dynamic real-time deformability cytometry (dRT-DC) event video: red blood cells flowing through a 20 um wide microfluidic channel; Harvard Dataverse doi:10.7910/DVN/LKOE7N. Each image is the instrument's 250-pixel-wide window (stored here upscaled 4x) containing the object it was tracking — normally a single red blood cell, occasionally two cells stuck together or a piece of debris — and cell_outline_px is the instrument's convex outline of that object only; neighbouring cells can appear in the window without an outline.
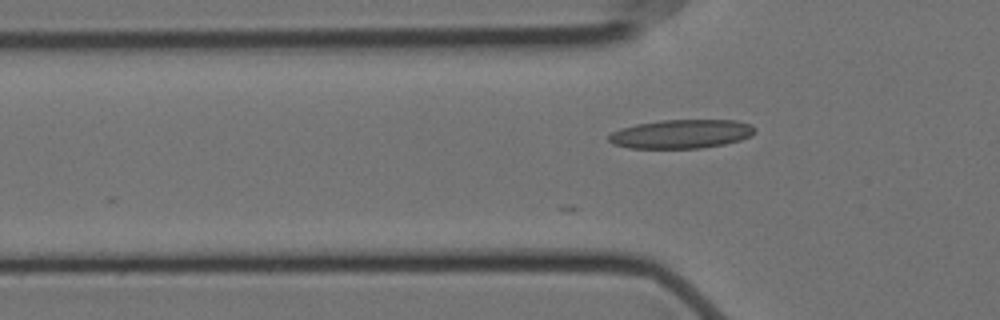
{"species": "Egyptian fruit bat (a non-hibernating species)", "species_latin": "Rousettus aegyptiacus", "temperature_condition": "cold", "stored_images_in_passage": 20, "camera_frame_rate_fps": 3000, "um_per_image_px": 0.085, "animal": {"sex": "female"}, "frame": {"image": 1, "passage_image": 4, "time_ms": 1.0, "image_size_px": [1000, 320], "cell_outline_px": [[756, 132], [740, 140], [724, 144], [700, 148], [628, 148], [612, 144], [608, 140], [608, 136], [612, 132], [620, 128], [636, 124], [660, 120], [736, 120], [752, 124], [756, 128]], "centroid_in_image_um": [57.9, 11.38], "position_along_channel_um": 67.9, "area_um2": 24.68}}
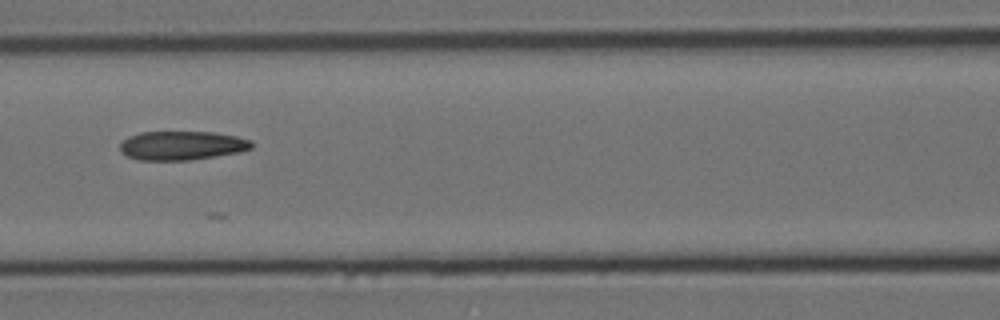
{"frame": {"image": 2, "passage_image": 11, "time_ms": 3.333, "image_size_px": [1000, 320], "cell_outline_px": [[252, 148], [240, 152], [188, 160], [140, 160], [128, 156], [120, 152], [120, 144], [128, 136], [140, 132], [212, 132], [236, 136], [252, 140]], "centroid_in_image_um": [15.45, 12.36], "position_along_channel_um": 151.1, "area_um2": 22.14}}
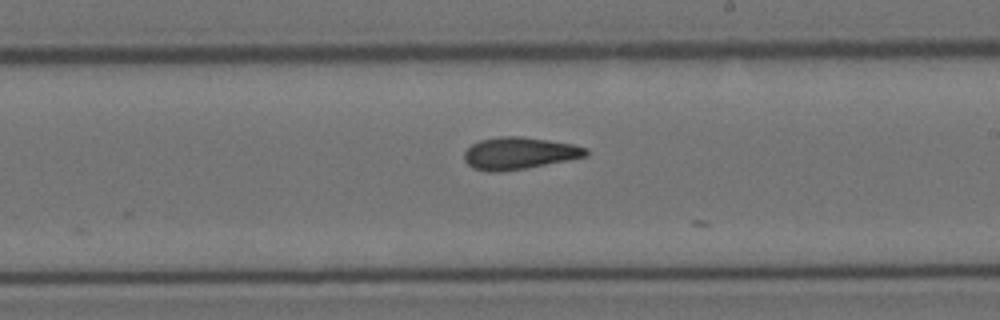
{"frame": {"image": 3, "passage_image": 19, "time_ms": 6.0, "image_size_px": [1000, 320], "cell_outline_px": [[588, 156], [524, 168], [500, 172], [488, 172], [472, 168], [464, 160], [464, 152], [472, 144], [480, 140], [500, 136], [520, 136], [548, 140], [572, 144], [588, 148]], "centroid_in_image_um": [44.1, 13.02], "position_along_channel_um": 244.9, "area_um2": 22.66}}